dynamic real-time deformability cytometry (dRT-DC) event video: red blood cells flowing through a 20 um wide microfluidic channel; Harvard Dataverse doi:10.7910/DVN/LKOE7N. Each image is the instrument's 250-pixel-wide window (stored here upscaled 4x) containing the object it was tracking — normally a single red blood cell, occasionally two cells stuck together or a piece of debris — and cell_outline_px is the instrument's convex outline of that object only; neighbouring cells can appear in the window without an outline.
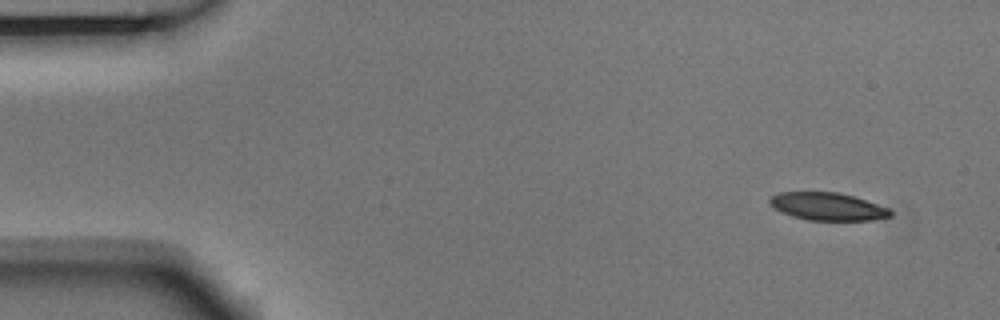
{"species": "Egyptian fruit bat (a non-hibernating species)", "species_latin": "Rousettus aegyptiacus", "temperature_condition": "room temperature", "stored_images_in_passage": 3, "camera_frame_rate_fps": 3000, "um_per_image_px": 0.085, "animal": {"sex": "male"}, "frame": {"image": 1, "passage_image": 1, "time_ms": 0.0, "image_size_px": [1000, 320], "cell_outline_px": [[892, 216], [868, 220], [808, 220], [792, 216], [780, 212], [768, 204], [768, 200], [772, 196], [780, 192], [836, 192], [852, 196], [888, 208], [892, 212]], "centroid_in_image_um": [70.28, 17.55], "position_along_channel_um": 14.7, "area_um2": 19.31}}